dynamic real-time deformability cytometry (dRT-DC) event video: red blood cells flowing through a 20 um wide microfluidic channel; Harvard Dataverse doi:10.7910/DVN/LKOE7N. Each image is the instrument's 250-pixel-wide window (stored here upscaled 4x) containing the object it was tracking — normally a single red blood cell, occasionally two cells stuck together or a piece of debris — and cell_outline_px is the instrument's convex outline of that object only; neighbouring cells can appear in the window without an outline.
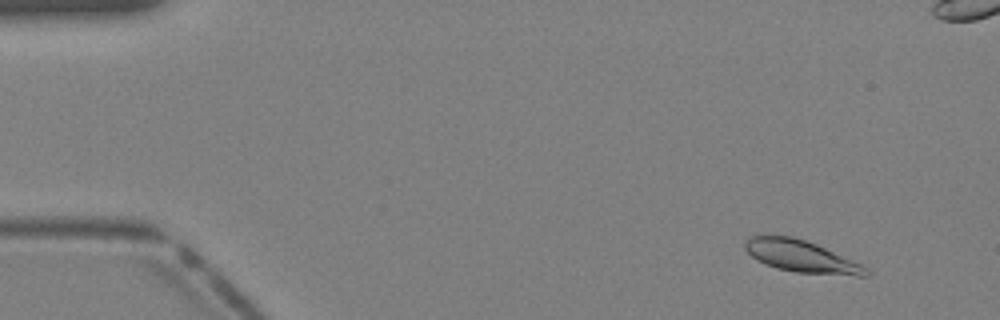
{"species": "Egyptian fruit bat (a non-hibernating species)", "species_latin": "Rousettus aegyptiacus", "temperature_condition": "warm", "stored_images_in_passage": 39, "camera_frame_rate_fps": 3000, "um_per_image_px": 0.085, "animal": {"sex": "female"}, "frame": {"image": 1, "passage_image": 1, "time_ms": 0.0, "image_size_px": [1000, 320], "cell_outline_px": [[872, 272], [868, 276], [856, 276], [796, 272], [776, 268], [764, 264], [756, 260], [744, 248], [744, 244], [748, 236], [792, 236], [816, 244], [860, 264], [868, 268]], "centroid_in_image_um": [68.1, 21.8], "position_along_channel_um": 16.9, "area_um2": 22.37}}
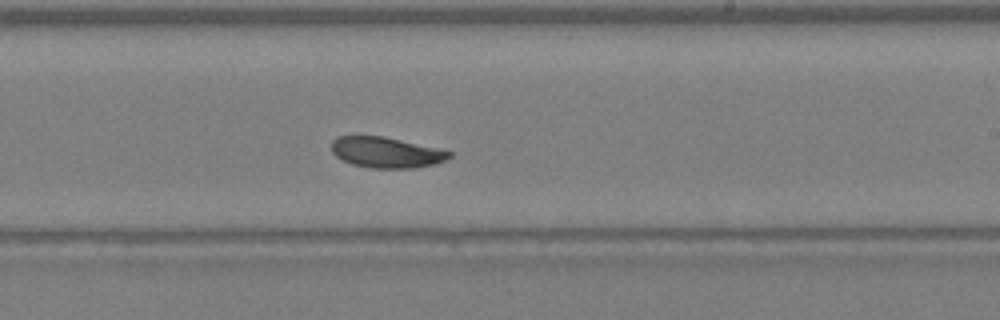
{"frame": {"image": 2, "passage_image": 22, "time_ms": 7.0, "image_size_px": [1000, 320], "cell_outline_px": [[452, 156], [436, 164], [416, 168], [372, 168], [352, 164], [336, 156], [332, 152], [332, 140], [336, 136], [384, 136], [440, 148], [452, 152]], "centroid_in_image_um": [32.86, 12.95], "position_along_channel_um": 256.1, "area_um2": 21.21}}
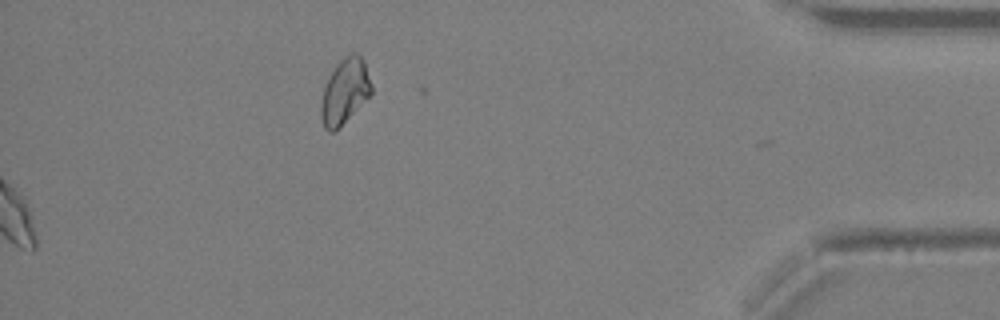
{"frame": {"image": 3, "passage_image": 39, "time_ms": 12.667, "image_size_px": [1000, 320], "cell_outline_px": [[372, 92], [332, 132], [328, 132], [324, 128], [320, 116], [320, 104], [324, 88], [328, 76], [336, 64], [340, 60], [352, 52], [356, 52], [364, 60], [372, 84]], "centroid_in_image_um": [29.28, 7.7], "position_along_channel_um": 405.9, "area_um2": 18.73}}